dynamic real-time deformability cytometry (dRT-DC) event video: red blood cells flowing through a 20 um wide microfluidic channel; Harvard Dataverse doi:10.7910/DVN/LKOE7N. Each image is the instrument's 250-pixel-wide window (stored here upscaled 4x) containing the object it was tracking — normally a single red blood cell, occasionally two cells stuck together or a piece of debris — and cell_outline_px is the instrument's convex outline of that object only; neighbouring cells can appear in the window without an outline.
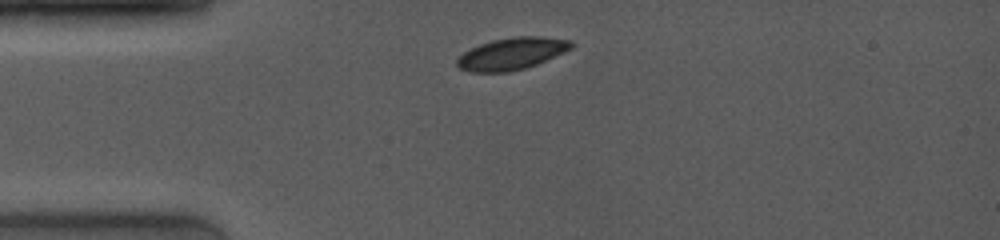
{"species": "common noctule bat (a hibernating species)", "species_latin": "Nyctalus noctula", "temperature_condition": "room temperature", "stored_images_in_passage": 44, "camera_frame_rate_fps": 4000, "um_per_image_px": 0.085, "animal": {"sex": "female", "body_mass_g": 19.0, "forearm_length_mm": 53.3}, "frame": {"image": 1, "passage_image": 1, "time_ms": 0.0, "image_size_px": [1000, 240], "cell_outline_px": [[576, 44], [572, 48], [564, 52], [536, 64], [524, 68], [508, 72], [468, 72], [460, 68], [456, 64], [456, 60], [464, 52], [480, 44], [492, 40], [512, 36], [544, 36], [572, 40]], "centroid_in_image_um": [43.52, 4.54], "position_along_channel_um": 41.5, "area_um2": 21.39}}
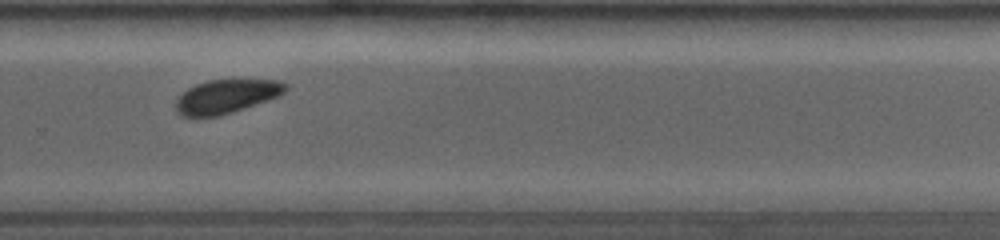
{"frame": {"image": 2, "passage_image": 30, "time_ms": 7.25, "image_size_px": [1000, 240], "cell_outline_px": [[288, 88], [284, 92], [276, 96], [232, 112], [220, 116], [180, 116], [176, 112], [176, 100], [188, 88], [196, 84], [208, 80], [276, 80], [288, 84]], "centroid_in_image_um": [19.2, 8.19], "position_along_channel_um": 310.6, "area_um2": 21.15}}
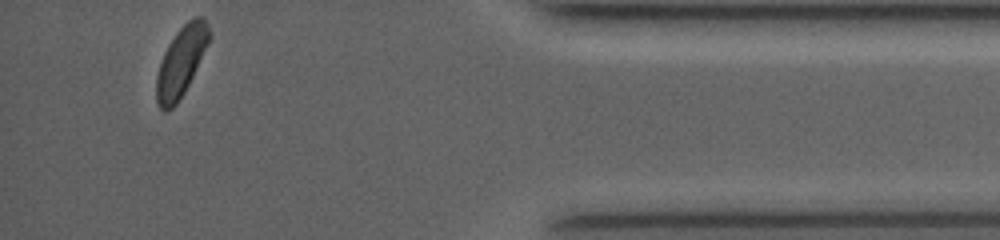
{"frame": {"image": 3, "passage_image": 44, "time_ms": 10.75, "image_size_px": [1000, 240], "cell_outline_px": [[212, 36], [184, 92], [176, 104], [168, 112], [164, 112], [160, 108], [156, 100], [156, 76], [164, 52], [168, 44], [176, 32], [188, 20], [196, 16], [204, 16], [208, 24]], "centroid_in_image_um": [15.4, 5.21], "position_along_channel_um": 419.8, "area_um2": 21.33}, "authors_computed_cell_mechanics": {"area_um2": 22.253, "velocity_mm_per_s": 4.0415, "shape_relaxation_time_tau1_ms": 1.1579, "shape_relaxation_time_tau2_ms": null, "deformation_change_tau1": 0.0851, "deformation_change_tau2": null}}